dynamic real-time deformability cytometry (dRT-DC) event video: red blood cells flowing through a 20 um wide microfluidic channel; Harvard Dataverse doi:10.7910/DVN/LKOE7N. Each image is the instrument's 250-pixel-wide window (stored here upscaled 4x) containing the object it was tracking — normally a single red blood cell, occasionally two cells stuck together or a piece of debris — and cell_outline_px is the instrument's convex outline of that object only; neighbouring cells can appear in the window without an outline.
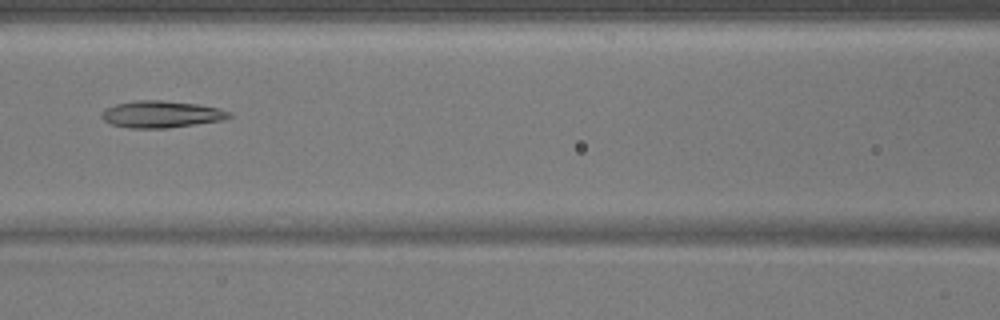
{"species": "common noctule bat (a hibernating species)", "species_latin": "Nyctalus noctula", "temperature_condition": "warm", "stored_images_in_passage": 51, "camera_frame_rate_fps": 3000, "um_per_image_px": 0.085, "animal": {"sex": "male", "body_mass_g": 17.9}, "frame": {"image": 1, "passage_image": 23, "time_ms": 7.333, "image_size_px": [1000, 320], "cell_outline_px": [[232, 116], [220, 120], [196, 124], [168, 128], [128, 128], [112, 124], [104, 120], [100, 116], [100, 112], [104, 108], [116, 104], [132, 100], [160, 100], [196, 104], [220, 108], [232, 112]], "centroid_in_image_um": [13.67, 9.7], "position_along_channel_um": 152.9, "area_um2": 20.06}}
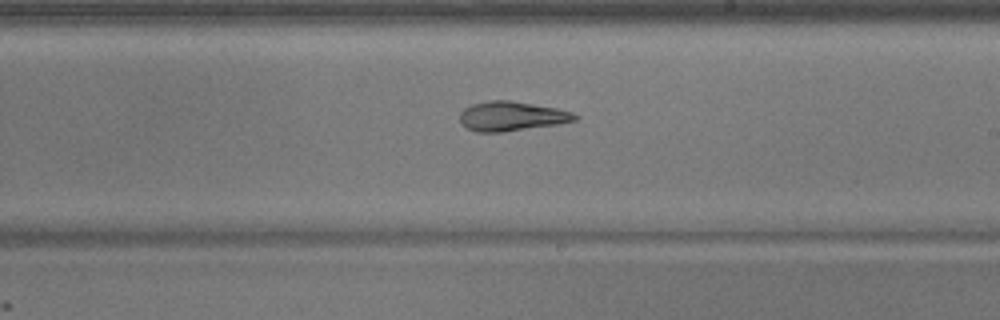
{"frame": {"image": 2, "passage_image": 30, "time_ms": 9.667, "image_size_px": [1000, 320], "cell_outline_px": [[580, 116], [576, 120], [556, 124], [504, 132], [476, 132], [460, 124], [460, 112], [464, 108], [472, 104], [488, 100], [508, 100], [556, 108], [572, 112]], "centroid_in_image_um": [43.45, 9.88], "position_along_channel_um": 245.5, "area_um2": 19.71}}
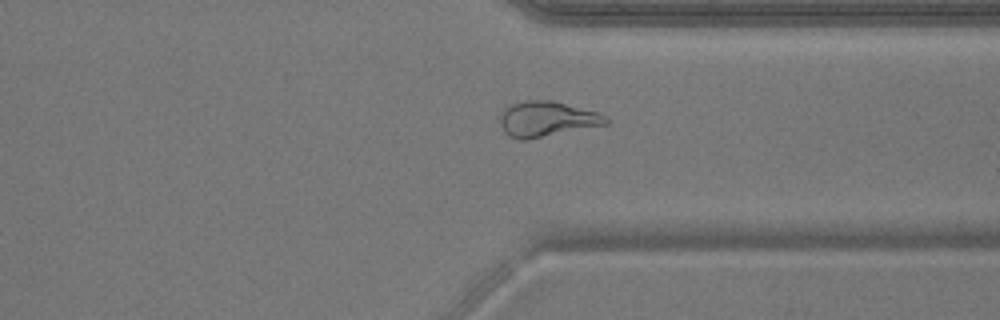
{"frame": {"image": 3, "passage_image": 39, "time_ms": 12.667, "image_size_px": [1000, 320], "cell_outline_px": [[608, 124], [528, 140], [520, 140], [508, 136], [504, 132], [500, 120], [500, 112], [504, 108], [512, 104], [524, 100], [548, 100], [596, 112], [604, 116], [608, 120]], "centroid_in_image_um": [46.42, 10.14], "position_along_channel_um": 365.0, "area_um2": 21.62}}